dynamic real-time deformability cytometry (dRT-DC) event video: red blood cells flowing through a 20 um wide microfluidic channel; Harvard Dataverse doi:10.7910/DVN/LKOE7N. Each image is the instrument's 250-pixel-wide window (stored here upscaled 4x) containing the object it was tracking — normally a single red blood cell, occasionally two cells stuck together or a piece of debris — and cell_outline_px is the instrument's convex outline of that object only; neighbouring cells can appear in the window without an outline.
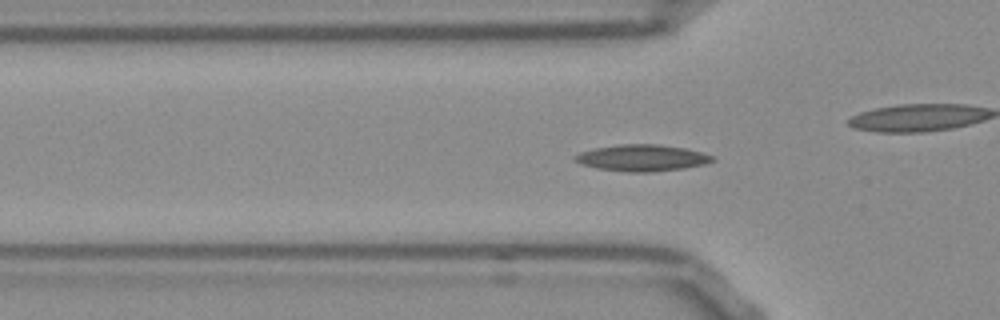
{"species": "Egyptian fruit bat (a non-hibernating species)", "species_latin": "Rousettus aegyptiacus", "temperature_condition": "room temperature", "stored_images_in_passage": 54, "camera_frame_rate_fps": 3000, "um_per_image_px": 0.085, "frame": {"image": 1, "passage_image": 16, "time_ms": 5.0, "image_size_px": [1000, 320], "cell_outline_px": [[716, 160], [704, 164], [684, 168], [652, 172], [628, 172], [596, 168], [580, 164], [572, 160], [572, 156], [580, 152], [596, 148], [620, 144], [656, 144], [684, 148], [716, 156]], "centroid_in_image_um": [54.55, 13.42], "position_along_channel_um": 71.2, "area_um2": 21.33}}
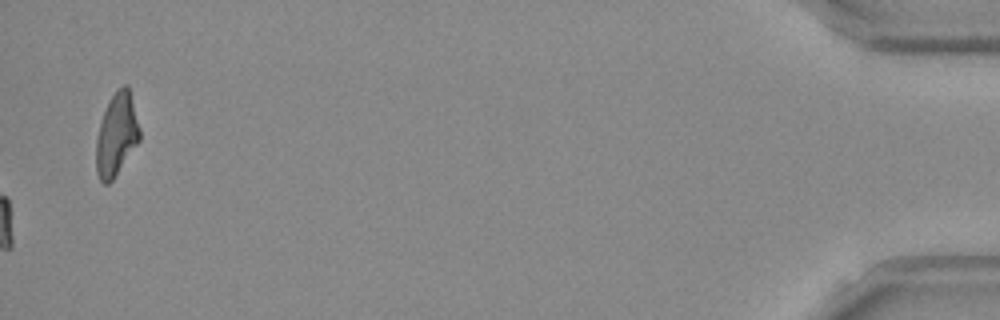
{"frame": {"image": 2, "passage_image": 54, "time_ms": 17.667, "image_size_px": [1000, 320], "cell_outline_px": [[140, 140], [112, 180], [108, 184], [104, 184], [100, 180], [96, 172], [96, 140], [100, 120], [108, 100], [116, 88], [124, 84], [128, 84], [140, 128]], "centroid_in_image_um": [9.9, 11.4], "position_along_channel_um": 425.3, "area_um2": 21.15}, "authors_computed_cell_mechanics": {"area_um2": 18.4382, "velocity_mm_per_s": 3.7737, "shape_relaxation_time_tau1_ms": 6.5166, "shape_relaxation_time_tau2_ms": 2.0361, "deformation_change_tau1": 0.1806, "deformation_change_tau2": 0.0766}}